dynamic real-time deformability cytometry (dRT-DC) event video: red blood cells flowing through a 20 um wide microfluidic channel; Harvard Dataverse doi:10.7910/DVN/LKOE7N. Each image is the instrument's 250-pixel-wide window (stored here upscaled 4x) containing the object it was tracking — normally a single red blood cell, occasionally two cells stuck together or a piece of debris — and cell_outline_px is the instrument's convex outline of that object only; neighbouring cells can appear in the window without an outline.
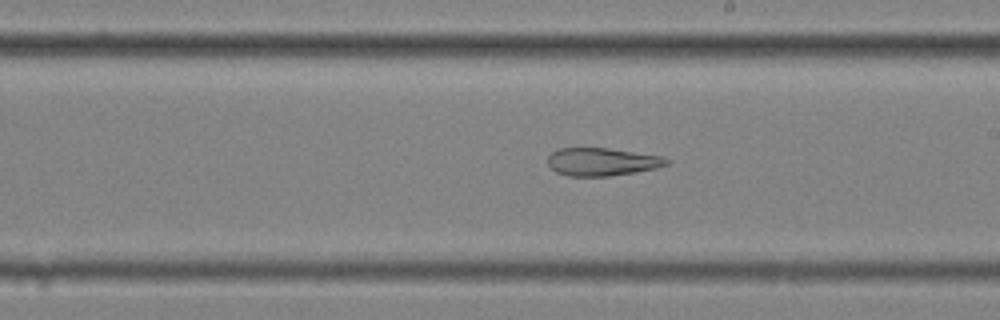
{"species": "common noctule bat (a hibernating species)", "species_latin": "Nyctalus noctula", "temperature_condition": "cold", "stored_images_in_passage": 33, "camera_frame_rate_fps": 3000, "um_per_image_px": 0.085, "animal": {"sex": "female", "body_mass_g": 25.1}, "frame": {"image": 1, "passage_image": 23, "time_ms": 7.333, "image_size_px": [1000, 320], "cell_outline_px": [[668, 164], [656, 168], [636, 172], [608, 176], [568, 176], [556, 172], [548, 164], [548, 156], [552, 152], [560, 148], [608, 148], [660, 156], [668, 160]], "centroid_in_image_um": [51.14, 13.75], "position_along_channel_um": 237.9, "area_um2": 19.13}}